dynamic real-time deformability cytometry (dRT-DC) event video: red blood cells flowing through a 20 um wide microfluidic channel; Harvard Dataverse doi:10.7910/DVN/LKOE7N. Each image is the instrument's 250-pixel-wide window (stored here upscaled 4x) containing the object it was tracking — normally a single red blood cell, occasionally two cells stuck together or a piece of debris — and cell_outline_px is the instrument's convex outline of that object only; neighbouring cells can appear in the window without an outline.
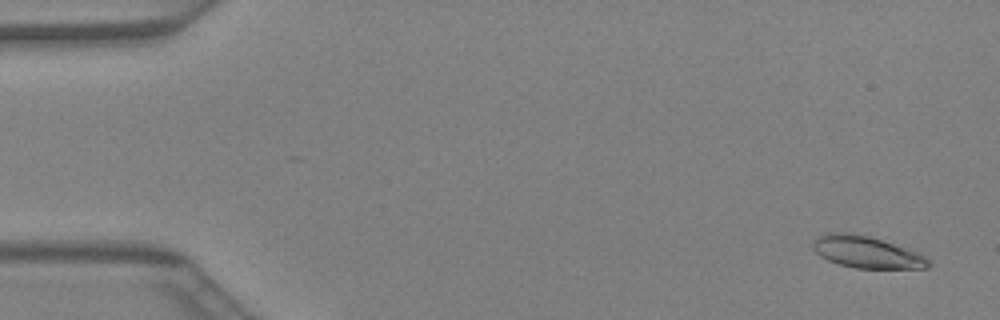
{"species": "Egyptian fruit bat (a non-hibernating species)", "species_latin": "Rousettus aegyptiacus", "temperature_condition": "warm", "stored_images_in_passage": 43, "segment_of_instrument_passage": [1, 2], "camera_frame_rate_fps": 3000, "um_per_image_px": 0.085, "animal": {"sex": "female"}, "frame": {"image": 1, "passage_image": 2, "time_ms": 0.333, "image_size_px": [1000, 320], "cell_outline_px": [[932, 264], [928, 268], [856, 268], [840, 264], [828, 260], [820, 256], [812, 248], [812, 240], [828, 232], [848, 232], [868, 236], [916, 252], [924, 256]], "centroid_in_image_um": [73.61, 21.43], "position_along_channel_um": 11.4, "area_um2": 21.1}}
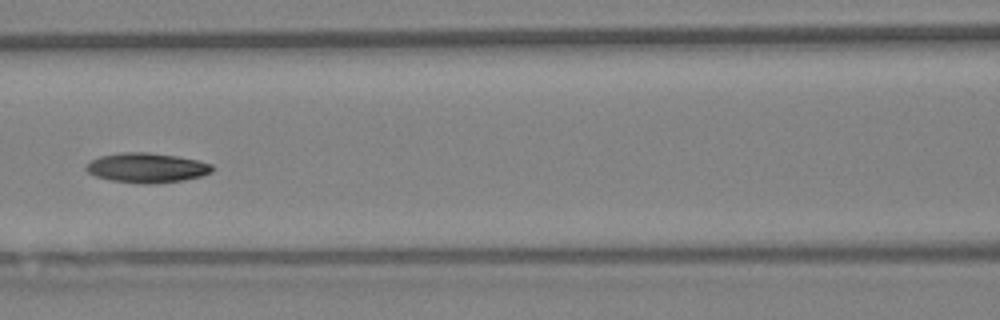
{"frame": {"image": 2, "passage_image": 19, "time_ms": 6.0, "image_size_px": [1000, 320], "cell_outline_px": [[216, 168], [212, 172], [200, 176], [184, 180], [152, 184], [140, 184], [112, 180], [96, 176], [88, 172], [84, 168], [92, 160], [100, 156], [120, 152], [148, 152], [176, 156], [196, 160], [212, 164]], "centroid_in_image_um": [12.5, 14.26], "position_along_channel_um": 154.1, "area_um2": 21.85}}
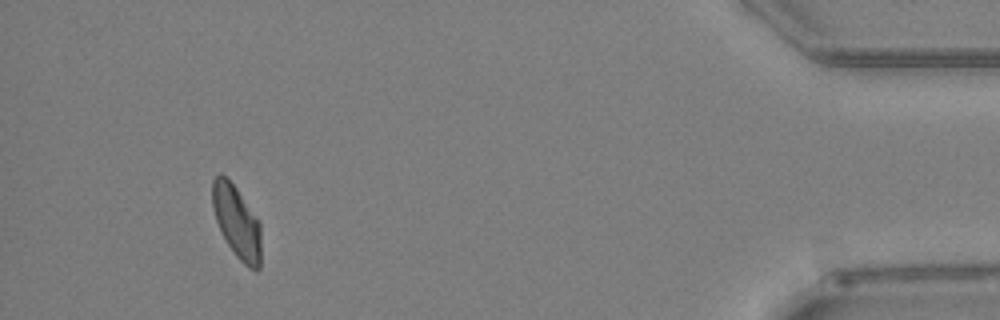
{"frame": {"image": 3, "passage_image": 39, "time_ms": 12.667, "image_size_px": [1000, 320], "cell_outline_px": [[260, 268], [256, 272], [248, 268], [236, 256], [228, 244], [216, 220], [212, 208], [212, 180], [220, 172], [236, 188], [260, 220]], "centroid_in_image_um": [20.14, 18.87], "position_along_channel_um": 415.1, "area_um2": 20.52}}